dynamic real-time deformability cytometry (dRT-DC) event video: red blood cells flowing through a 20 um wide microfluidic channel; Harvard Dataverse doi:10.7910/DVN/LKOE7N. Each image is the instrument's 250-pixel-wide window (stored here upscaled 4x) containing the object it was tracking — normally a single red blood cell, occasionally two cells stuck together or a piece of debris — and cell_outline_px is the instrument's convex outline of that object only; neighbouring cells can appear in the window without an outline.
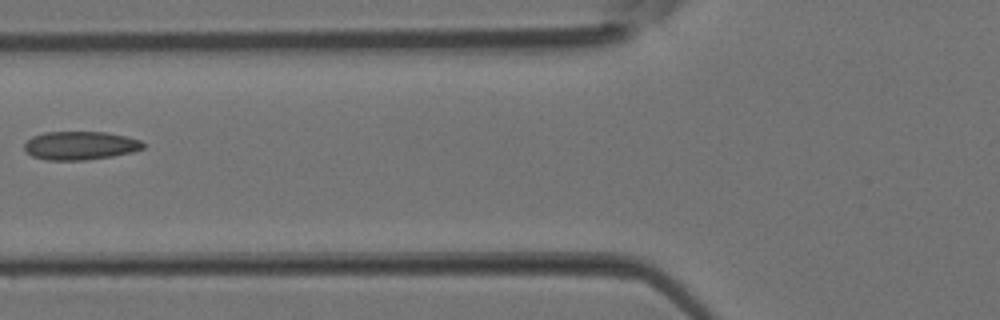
{"species": "Egyptian fruit bat (a non-hibernating species)", "species_latin": "Rousettus aegyptiacus", "temperature_condition": "room temperature", "stored_images_in_passage": 5, "camera_frame_rate_fps": 3000, "um_per_image_px": 0.085, "animal": {"sex": "female"}, "frame": {"image": 1, "passage_image": 5, "time_ms": 1.333, "image_size_px": [1000, 320], "cell_outline_px": [[144, 148], [132, 152], [112, 156], [84, 160], [48, 160], [32, 156], [24, 152], [24, 144], [32, 136], [44, 132], [104, 132], [128, 136], [140, 140], [144, 144]], "centroid_in_image_um": [6.8, 12.37], "position_along_channel_um": 119.0, "area_um2": 19.77}}